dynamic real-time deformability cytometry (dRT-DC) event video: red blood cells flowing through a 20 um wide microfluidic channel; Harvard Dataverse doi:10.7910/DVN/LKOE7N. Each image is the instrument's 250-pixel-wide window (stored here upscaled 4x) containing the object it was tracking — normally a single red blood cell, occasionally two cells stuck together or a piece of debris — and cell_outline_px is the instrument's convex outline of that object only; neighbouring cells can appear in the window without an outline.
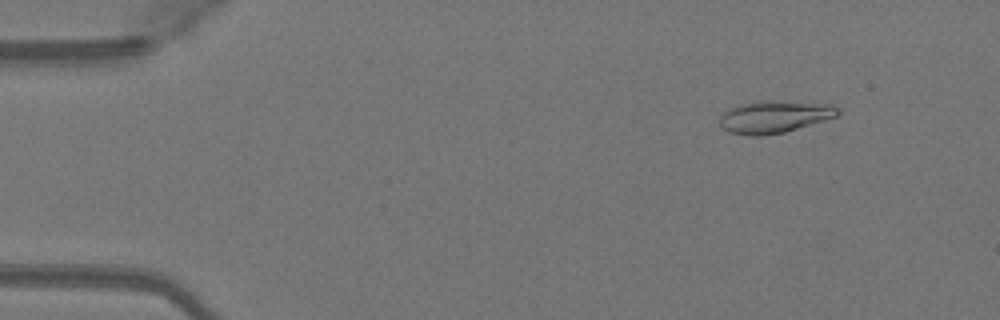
{"species": "Egyptian fruit bat (a non-hibernating species)", "species_latin": "Rousettus aegyptiacus", "temperature_condition": "warm", "stored_images_in_passage": 38, "camera_frame_rate_fps": 3000, "um_per_image_px": 0.085, "animal": {"sex": "female"}, "frame": {"image": 1, "passage_image": 6, "time_ms": 1.667, "image_size_px": [1000, 320], "cell_outline_px": [[840, 112], [836, 116], [824, 120], [784, 132], [764, 136], [748, 136], [728, 132], [720, 124], [720, 116], [728, 108], [744, 104], [780, 100], [832, 104], [840, 108]], "centroid_in_image_um": [65.84, 9.93], "position_along_channel_um": 19.2, "area_um2": 22.08}}